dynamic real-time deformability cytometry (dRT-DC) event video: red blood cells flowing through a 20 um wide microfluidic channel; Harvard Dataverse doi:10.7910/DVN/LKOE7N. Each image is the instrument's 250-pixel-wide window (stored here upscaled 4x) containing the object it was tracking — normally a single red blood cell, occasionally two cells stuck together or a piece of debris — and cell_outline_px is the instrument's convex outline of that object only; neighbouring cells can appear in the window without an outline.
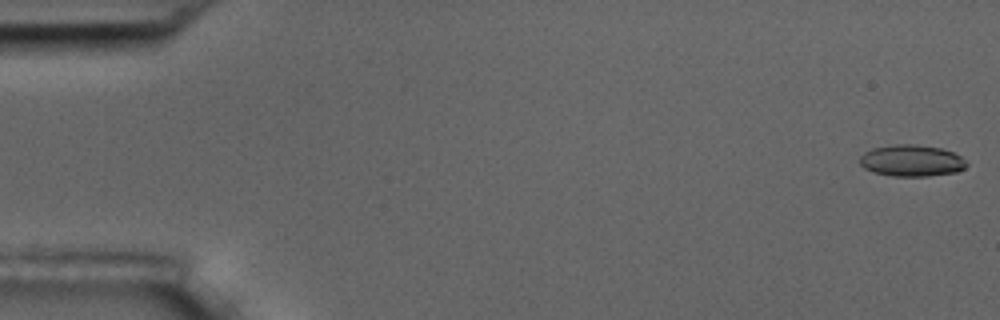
{"species": "common noctule bat (a hibernating species)", "species_latin": "Nyctalus noctula", "temperature_condition": "room temperature", "stored_images_in_passage": 6, "camera_frame_rate_fps": 3000, "um_per_image_px": 0.085, "animal": {"sex": "male", "body_mass_g": 17.5, "forearm_length_mm": 52.3}, "frame": {"image": 1, "passage_image": 1, "time_ms": 0.0, "image_size_px": [1000, 320], "cell_outline_px": [[968, 164], [964, 168], [956, 172], [928, 176], [892, 176], [872, 172], [864, 168], [860, 164], [860, 156], [864, 152], [872, 148], [896, 144], [912, 144], [940, 148], [952, 152], [960, 156]], "centroid_in_image_um": [77.45, 13.66], "position_along_channel_um": 7.5, "area_um2": 19.59}}